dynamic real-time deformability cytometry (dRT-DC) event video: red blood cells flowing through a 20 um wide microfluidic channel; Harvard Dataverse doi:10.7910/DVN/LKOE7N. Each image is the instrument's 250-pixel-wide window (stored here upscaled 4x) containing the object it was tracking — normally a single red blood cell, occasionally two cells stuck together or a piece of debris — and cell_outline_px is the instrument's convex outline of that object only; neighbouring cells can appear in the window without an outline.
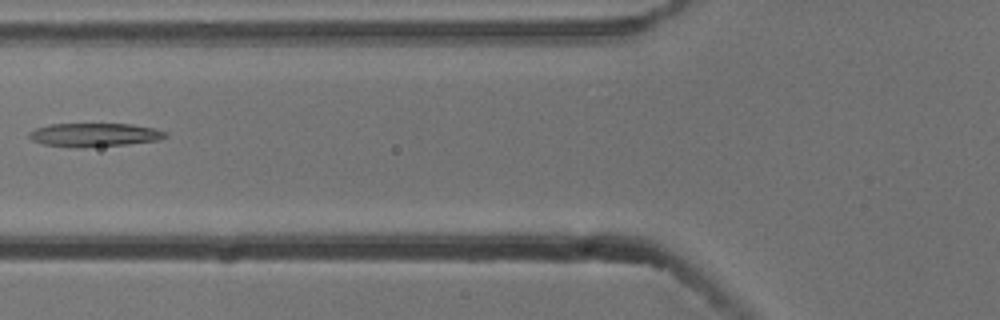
{"species": "common noctule bat (a hibernating species)", "species_latin": "Nyctalus noctula", "temperature_condition": "cold", "stored_images_in_passage": 3, "camera_frame_rate_fps": 3000, "um_per_image_px": 0.085, "animal": {"sex": "male", "body_mass_g": 13.3}, "frame": {"image": 1, "passage_image": 3, "time_ms": 0.667, "image_size_px": [1000, 320], "cell_outline_px": [[168, 136], [156, 140], [124, 144], [84, 148], [76, 148], [44, 144], [32, 140], [28, 136], [28, 132], [36, 128], [52, 124], [132, 124], [152, 128], [168, 132]], "centroid_in_image_um": [7.99, 11.46], "position_along_channel_um": 117.8, "area_um2": 18.61}}